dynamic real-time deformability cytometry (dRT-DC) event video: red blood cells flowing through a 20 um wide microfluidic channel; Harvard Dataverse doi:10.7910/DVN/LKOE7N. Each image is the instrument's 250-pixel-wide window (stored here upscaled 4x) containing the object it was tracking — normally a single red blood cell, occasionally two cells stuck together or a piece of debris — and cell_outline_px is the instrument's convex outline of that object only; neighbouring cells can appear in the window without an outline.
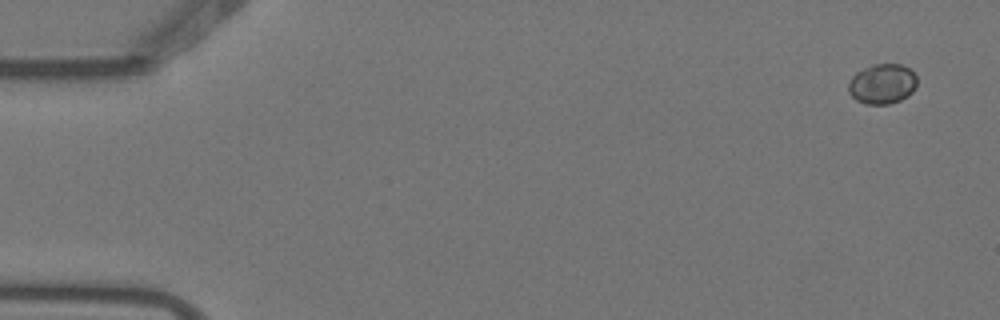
{"species": "Egyptian fruit bat (a non-hibernating species)", "species_latin": "Rousettus aegyptiacus", "temperature_condition": "warm", "stored_images_in_passage": 6, "camera_frame_rate_fps": 3000, "um_per_image_px": 0.085, "animal": {"sex": "female"}, "frame": {"image": 1, "passage_image": 1, "time_ms": 0.0, "image_size_px": [1000, 320], "cell_outline_px": [[916, 88], [908, 96], [900, 100], [888, 104], [864, 104], [856, 100], [848, 92], [848, 84], [852, 76], [856, 72], [872, 64], [900, 64], [908, 68], [916, 76]], "centroid_in_image_um": [74.98, 7.14], "position_along_channel_um": 10.0, "area_um2": 16.07}}
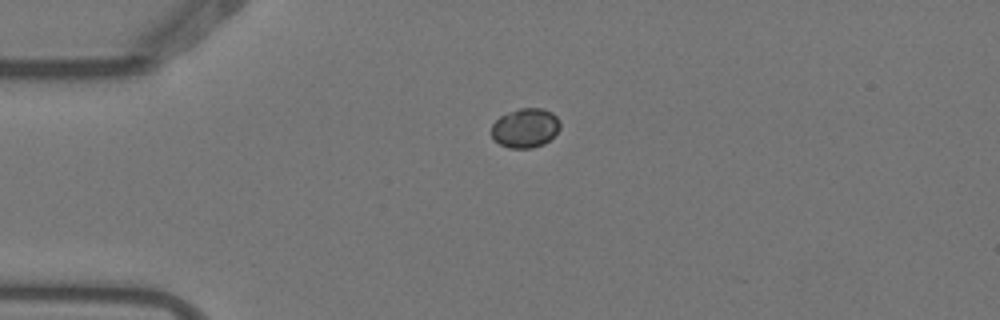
{"frame": {"image": 2, "passage_image": 4, "time_ms": 1.0, "image_size_px": [1000, 320], "cell_outline_px": [[560, 128], [544, 144], [532, 148], [508, 148], [500, 144], [492, 136], [492, 124], [500, 116], [508, 112], [520, 108], [544, 108], [552, 112], [560, 120]], "centroid_in_image_um": [44.66, 10.86], "position_along_channel_um": 40.3, "area_um2": 15.72}}
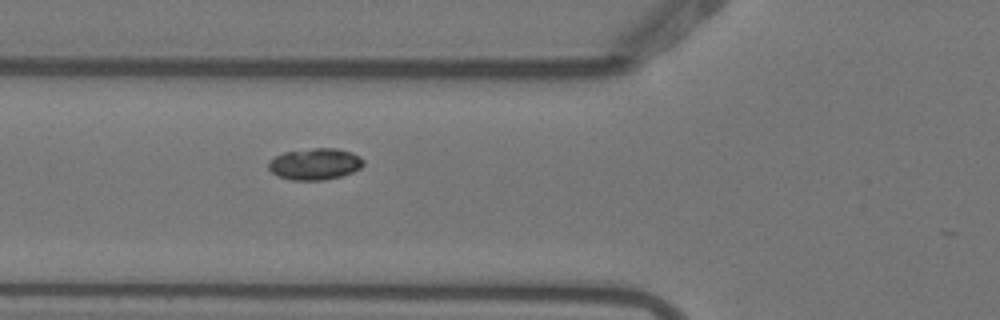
{"frame": {"image": 3, "passage_image": 6, "time_ms": 1.667, "image_size_px": [1000, 320], "cell_outline_px": [[364, 164], [360, 168], [352, 172], [340, 176], [324, 180], [292, 180], [276, 176], [268, 168], [268, 164], [276, 156], [284, 152], [312, 148], [336, 148], [352, 152], [360, 156], [364, 160]], "centroid_in_image_um": [26.79, 13.94], "position_along_channel_um": 99.0, "area_um2": 17.46}}